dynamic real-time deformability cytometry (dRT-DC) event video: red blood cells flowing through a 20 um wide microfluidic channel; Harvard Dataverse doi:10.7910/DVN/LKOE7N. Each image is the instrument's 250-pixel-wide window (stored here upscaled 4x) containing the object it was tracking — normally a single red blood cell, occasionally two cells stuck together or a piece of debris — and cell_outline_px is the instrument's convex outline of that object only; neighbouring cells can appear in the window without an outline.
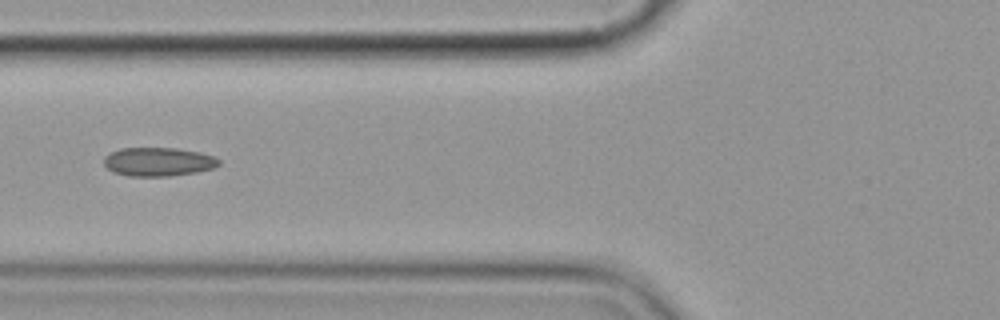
{"species": "common noctule bat (a hibernating species)", "species_latin": "Nyctalus noctula", "temperature_condition": "cold", "stored_images_in_passage": 7, "camera_frame_rate_fps": 3000, "um_per_image_px": 0.085, "animal": {"sex": "female", "body_mass_g": 19.9}, "frame": {"image": 1, "passage_image": 5, "time_ms": 5.667, "image_size_px": [1000, 320], "cell_outline_px": [[220, 164], [212, 168], [196, 172], [168, 176], [128, 176], [112, 172], [104, 164], [104, 156], [120, 148], [176, 148], [200, 152], [212, 156], [220, 160]], "centroid_in_image_um": [13.43, 13.75], "position_along_channel_um": 112.4, "area_um2": 19.19}}
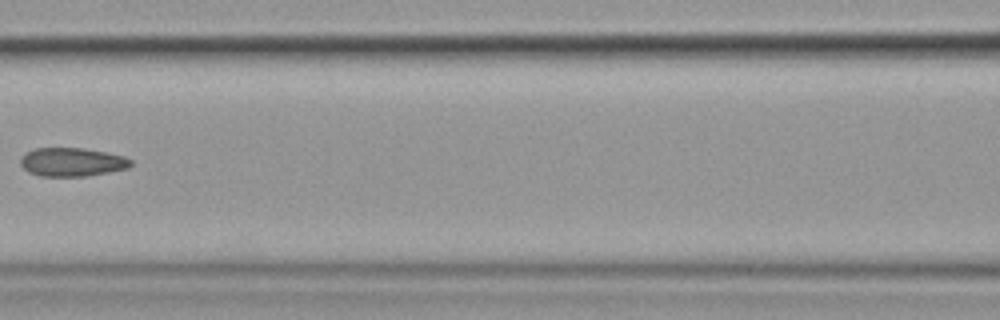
{"frame": {"image": 2, "passage_image": 6, "time_ms": 7.0, "image_size_px": [1000, 320], "cell_outline_px": [[132, 164], [128, 168], [108, 172], [84, 176], [40, 176], [28, 172], [20, 164], [20, 156], [36, 148], [84, 148], [108, 152], [124, 156], [132, 160]], "centroid_in_image_um": [6.12, 13.77], "position_along_channel_um": 160.5, "area_um2": 18.44}}
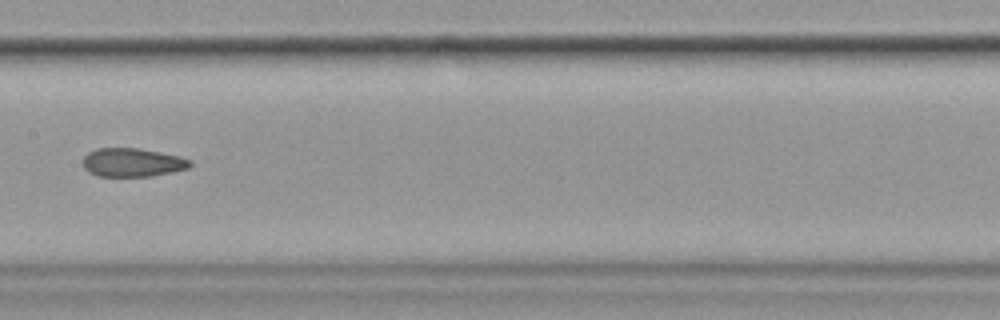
{"frame": {"image": 3, "passage_image": 7, "time_ms": 8.0, "image_size_px": [1000, 320], "cell_outline_px": [[192, 164], [188, 168], [172, 172], [152, 176], [96, 176], [88, 172], [84, 168], [84, 156], [88, 152], [96, 148], [140, 148], [180, 156], [192, 160]], "centroid_in_image_um": [11.26, 13.8], "position_along_channel_um": 196.1, "area_um2": 17.98}}